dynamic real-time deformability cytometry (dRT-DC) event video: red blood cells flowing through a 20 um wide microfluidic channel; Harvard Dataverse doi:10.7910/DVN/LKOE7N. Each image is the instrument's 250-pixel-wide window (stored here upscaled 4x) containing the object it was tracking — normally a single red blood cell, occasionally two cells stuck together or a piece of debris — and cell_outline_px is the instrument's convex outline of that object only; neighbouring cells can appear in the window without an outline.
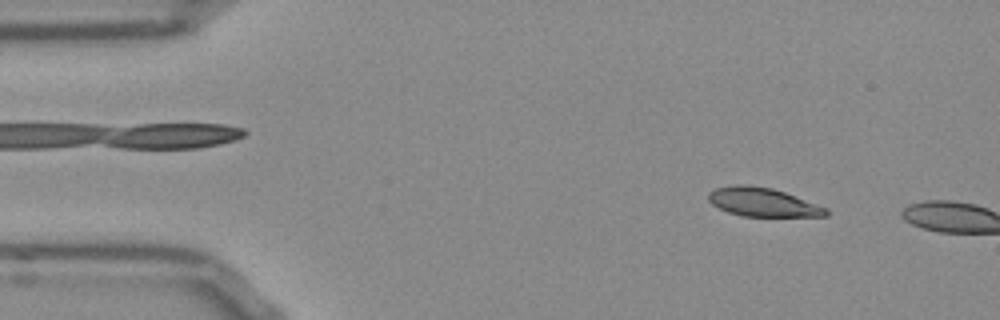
{"species": "Egyptian fruit bat (a non-hibernating species)", "species_latin": "Rousettus aegyptiacus", "temperature_condition": "room temperature", "stored_images_in_passage": 7, "camera_frame_rate_fps": 3000, "um_per_image_px": 0.085, "frame": {"image": 1, "passage_image": 5, "time_ms": 1.333, "image_size_px": [1000, 320], "cell_outline_px": [[832, 212], [828, 216], [744, 216], [728, 212], [712, 204], [708, 200], [708, 192], [716, 188], [736, 184], [748, 184], [772, 188], [784, 192], [828, 208]], "centroid_in_image_um": [64.85, 17.18], "position_along_channel_um": 20.1, "area_um2": 19.71}}